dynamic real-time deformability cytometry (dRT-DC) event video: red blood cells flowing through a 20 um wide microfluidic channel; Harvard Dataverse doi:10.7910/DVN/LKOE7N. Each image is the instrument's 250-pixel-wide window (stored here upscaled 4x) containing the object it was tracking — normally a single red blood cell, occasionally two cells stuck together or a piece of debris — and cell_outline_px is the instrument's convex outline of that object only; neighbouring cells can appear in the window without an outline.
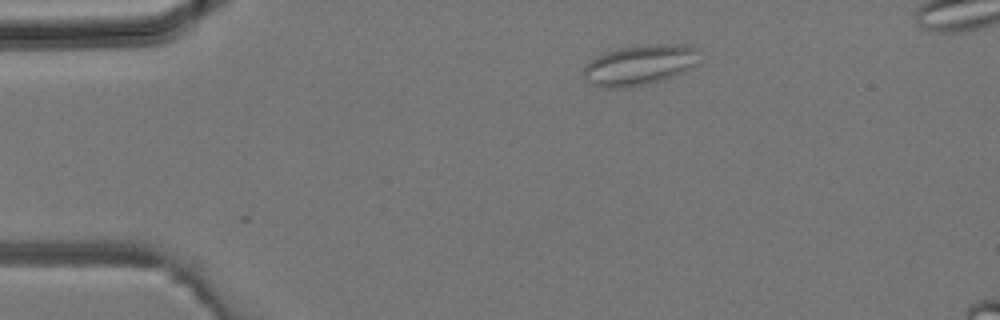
{"species": "common noctule bat (a hibernating species)", "species_latin": "Nyctalus noctula", "temperature_condition": "room temperature", "stored_images_in_passage": 3, "camera_frame_rate_fps": 3000, "um_per_image_px": 0.085, "animal": {"sex": "male", "body_mass_g": 19.2, "forearm_length_mm": 51.8}, "frame": {"image": 1, "passage_image": 1, "time_ms": 0.0, "image_size_px": [1000, 320], "cell_outline_px": [[700, 60], [692, 68], [684, 72], [664, 80], [648, 84], [624, 88], [596, 88], [584, 80], [580, 72], [596, 56], [604, 52], [620, 48], [656, 44], [688, 44], [700, 48]], "centroid_in_image_um": [54.39, 5.54], "position_along_channel_um": 30.6, "area_um2": 27.98}}